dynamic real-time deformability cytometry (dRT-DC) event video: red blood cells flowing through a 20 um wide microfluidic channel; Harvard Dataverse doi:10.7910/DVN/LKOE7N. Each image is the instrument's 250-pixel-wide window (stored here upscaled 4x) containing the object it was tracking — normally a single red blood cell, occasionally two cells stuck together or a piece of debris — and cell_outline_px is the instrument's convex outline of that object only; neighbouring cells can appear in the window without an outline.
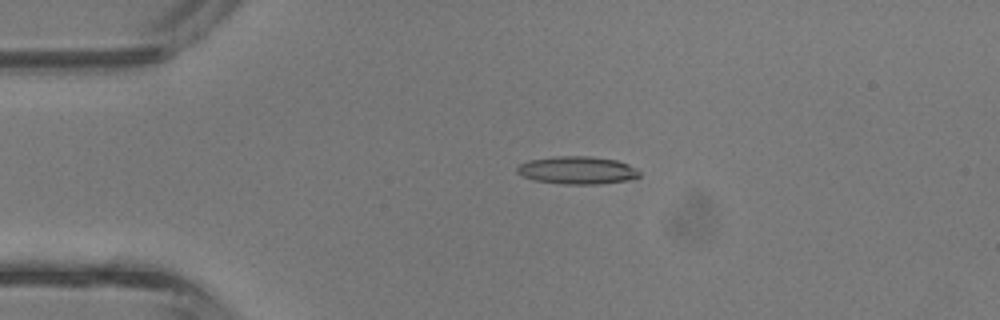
{"species": "common noctule bat (a hibernating species)", "species_latin": "Nyctalus noctula", "temperature_condition": "room temperature", "stored_images_in_passage": 2, "camera_frame_rate_fps": 3000, "um_per_image_px": 0.085, "animal": {"sex": "male", "body_mass_g": 13.3}, "frame": {"image": 1, "passage_image": 1, "time_ms": 0.0, "image_size_px": [1000, 320], "cell_outline_px": [[640, 176], [636, 180], [600, 184], [560, 184], [532, 180], [516, 172], [516, 168], [520, 164], [528, 160], [556, 156], [588, 156], [616, 160], [628, 164], [640, 172]], "centroid_in_image_um": [49.09, 14.48], "position_along_channel_um": 35.9, "area_um2": 20.06}}